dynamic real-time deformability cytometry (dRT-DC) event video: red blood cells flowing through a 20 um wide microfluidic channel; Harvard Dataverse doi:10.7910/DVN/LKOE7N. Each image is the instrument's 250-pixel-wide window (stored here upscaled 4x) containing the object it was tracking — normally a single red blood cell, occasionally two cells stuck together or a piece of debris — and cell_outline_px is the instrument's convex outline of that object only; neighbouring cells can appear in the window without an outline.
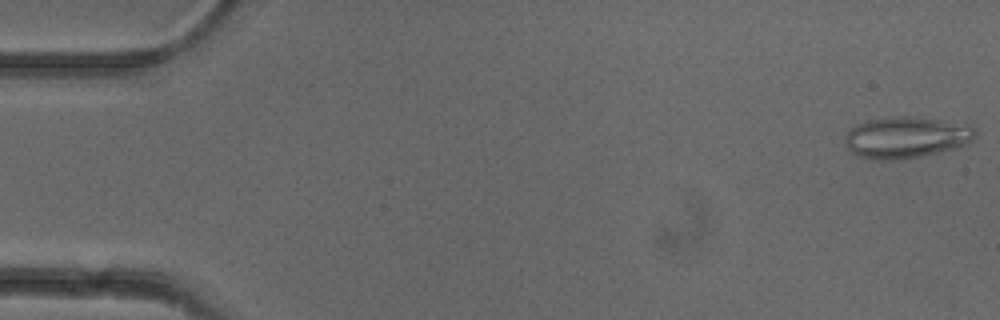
{"species": "common noctule bat (a hibernating species)", "species_latin": "Nyctalus noctula", "temperature_condition": "cold", "stored_images_in_passage": 52, "camera_frame_rate_fps": 3000, "um_per_image_px": 0.085, "animal": {"sex": "female"}, "frame": {"image": 1, "passage_image": 1, "time_ms": 0.0, "image_size_px": [1000, 320], "cell_outline_px": [[976, 136], [972, 140], [956, 148], [920, 156], [892, 160], [876, 160], [856, 156], [844, 144], [844, 136], [856, 124], [868, 120], [892, 116], [912, 116], [968, 124], [976, 132]], "centroid_in_image_um": [76.98, 11.67], "position_along_channel_um": 8.0, "area_um2": 31.44}}
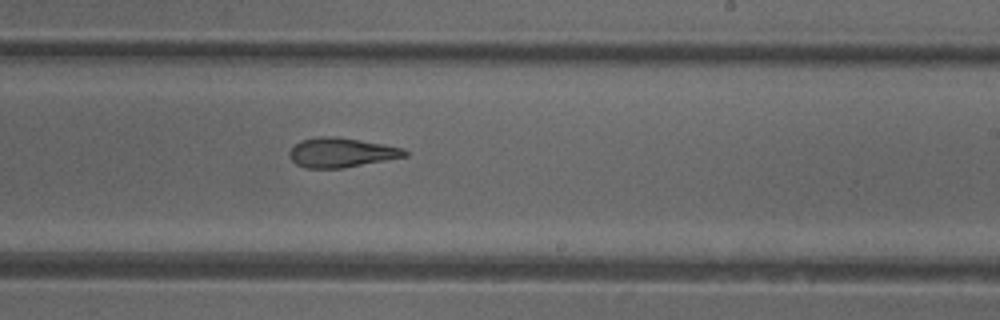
{"frame": {"image": 2, "passage_image": 31, "time_ms": 10.0, "image_size_px": [1000, 320], "cell_outline_px": [[408, 156], [344, 168], [304, 168], [296, 164], [288, 156], [288, 152], [300, 140], [316, 136], [336, 136], [384, 144], [404, 148], [408, 152]], "centroid_in_image_um": [29.0, 12.96], "position_along_channel_um": 260.0, "area_um2": 20.06}}
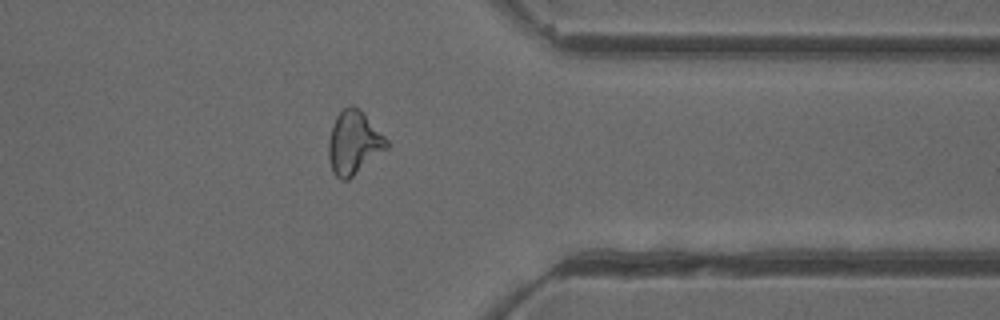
{"frame": {"image": 3, "passage_image": 41, "time_ms": 13.333, "image_size_px": [1000, 320], "cell_outline_px": [[388, 148], [348, 180], [340, 180], [332, 172], [328, 156], [328, 140], [332, 124], [336, 116], [348, 104], [352, 104], [364, 112], [388, 140]], "centroid_in_image_um": [30.06, 12.12], "position_along_channel_um": 381.3, "area_um2": 21.68}, "authors_computed_cell_mechanics": {"area_um2": 21.7039, "velocity_mm_per_s": 3.9376, "shape_relaxation_time_tau1_ms": null, "shape_relaxation_time_tau2_ms": 2.0753, "deformation_change_tau1": null, "deformation_change_tau2": 0.116}}